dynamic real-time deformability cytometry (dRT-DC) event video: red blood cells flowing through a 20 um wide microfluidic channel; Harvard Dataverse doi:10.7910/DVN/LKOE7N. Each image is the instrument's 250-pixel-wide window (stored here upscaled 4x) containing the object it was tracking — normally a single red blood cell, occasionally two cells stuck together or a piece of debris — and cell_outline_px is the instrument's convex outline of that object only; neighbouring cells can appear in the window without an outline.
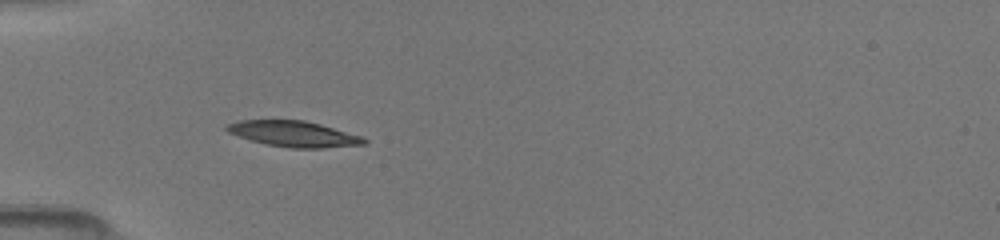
{"species": "common noctule bat (a hibernating species)", "species_latin": "Nyctalus noctula", "temperature_condition": "room temperature", "stored_images_in_passage": 19, "camera_frame_rate_fps": 3000, "um_per_image_px": 0.085, "animal": {"sex": "female", "body_mass_g": 19.5, "forearm_length_mm": 54.1}, "frame": {"image": 1, "passage_image": 4, "time_ms": 1.333, "image_size_px": [1000, 240], "cell_outline_px": [[368, 144], [320, 148], [292, 148], [268, 144], [252, 140], [228, 132], [224, 128], [228, 124], [240, 120], [304, 120], [320, 124], [364, 136], [368, 140]], "centroid_in_image_um": [25.04, 11.38], "position_along_channel_um": 60.0, "area_um2": 20.52}}
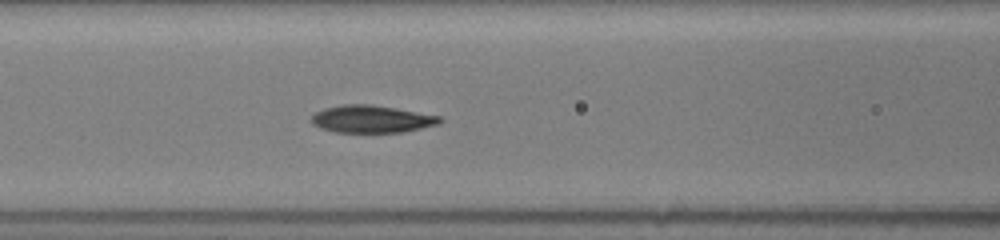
{"frame": {"image": 2, "passage_image": 10, "time_ms": 3.333, "image_size_px": [1000, 240], "cell_outline_px": [[444, 120], [440, 124], [404, 132], [336, 132], [320, 128], [312, 124], [312, 116], [316, 112], [324, 108], [340, 104], [372, 104], [396, 108], [440, 116]], "centroid_in_image_um": [31.61, 10.11], "position_along_channel_um": 135.0, "area_um2": 20.63}}
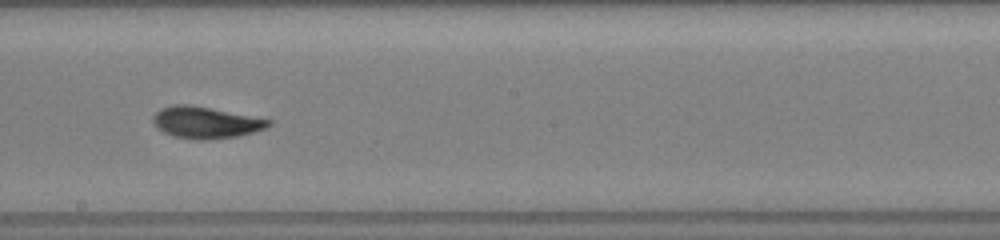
{"frame": {"image": 3, "passage_image": 17, "time_ms": 5.667, "image_size_px": [1000, 240], "cell_outline_px": [[272, 124], [268, 128], [236, 136], [212, 140], [196, 140], [172, 136], [156, 128], [152, 120], [152, 116], [160, 108], [172, 104], [184, 104], [208, 108], [272, 120]], "centroid_in_image_um": [17.44, 10.43], "position_along_channel_um": 230.8, "area_um2": 21.27}}